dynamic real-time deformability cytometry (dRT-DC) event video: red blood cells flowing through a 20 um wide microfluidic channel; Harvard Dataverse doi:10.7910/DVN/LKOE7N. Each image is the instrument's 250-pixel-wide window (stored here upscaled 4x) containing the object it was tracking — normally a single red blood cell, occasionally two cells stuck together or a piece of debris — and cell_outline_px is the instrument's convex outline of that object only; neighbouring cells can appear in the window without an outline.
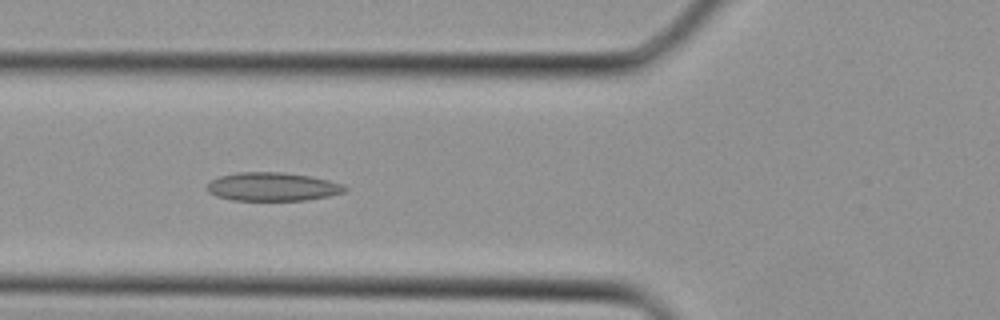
{"species": "Egyptian fruit bat (a non-hibernating species)", "species_latin": "Rousettus aegyptiacus", "temperature_condition": "cold", "stored_images_in_passage": 22, "camera_frame_rate_fps": 3000, "um_per_image_px": 0.085, "animal": {"sex": "female"}, "frame": {"image": 1, "passage_image": 5, "time_ms": 1.333, "image_size_px": [1000, 320], "cell_outline_px": [[348, 188], [344, 192], [328, 196], [304, 200], [232, 200], [216, 196], [208, 192], [208, 184], [212, 180], [220, 176], [236, 172], [280, 172], [308, 176], [328, 180], [344, 184]], "centroid_in_image_um": [23.16, 15.87], "position_along_channel_um": 102.6, "area_um2": 22.72}}
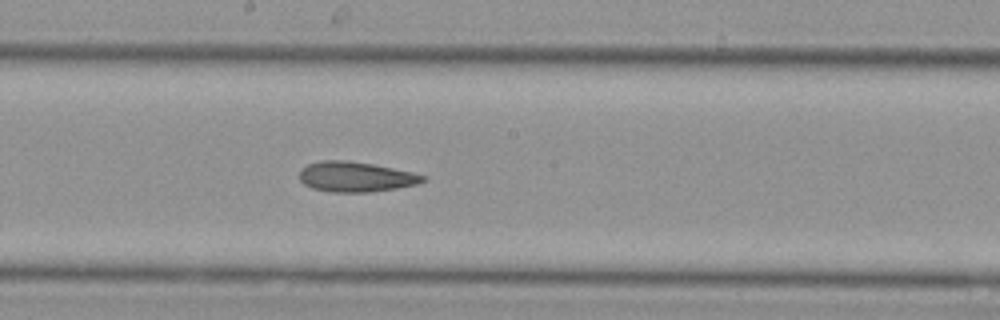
{"frame": {"image": 2, "passage_image": 11, "time_ms": 3.333, "image_size_px": [1000, 320], "cell_outline_px": [[428, 176], [424, 180], [416, 184], [396, 188], [368, 192], [332, 192], [312, 188], [304, 184], [300, 180], [300, 168], [308, 164], [324, 160], [344, 160], [372, 164], [412, 172]], "centroid_in_image_um": [30.21, 15.02], "position_along_channel_um": 218.0, "area_um2": 21.5}}
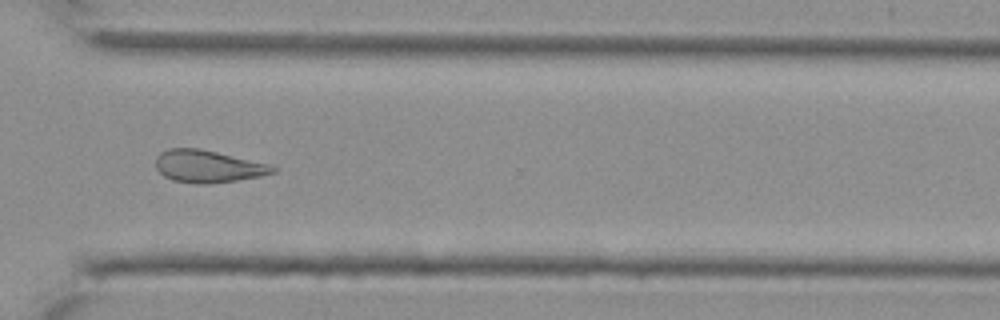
{"frame": {"image": 3, "passage_image": 18, "time_ms": 5.667, "image_size_px": [1000, 320], "cell_outline_px": [[276, 172], [260, 176], [236, 180], [208, 184], [204, 184], [172, 180], [164, 176], [156, 168], [156, 156], [160, 152], [168, 148], [200, 148], [272, 164], [276, 168]], "centroid_in_image_um": [17.69, 14.12], "position_along_channel_um": 352.9, "area_um2": 22.14}}